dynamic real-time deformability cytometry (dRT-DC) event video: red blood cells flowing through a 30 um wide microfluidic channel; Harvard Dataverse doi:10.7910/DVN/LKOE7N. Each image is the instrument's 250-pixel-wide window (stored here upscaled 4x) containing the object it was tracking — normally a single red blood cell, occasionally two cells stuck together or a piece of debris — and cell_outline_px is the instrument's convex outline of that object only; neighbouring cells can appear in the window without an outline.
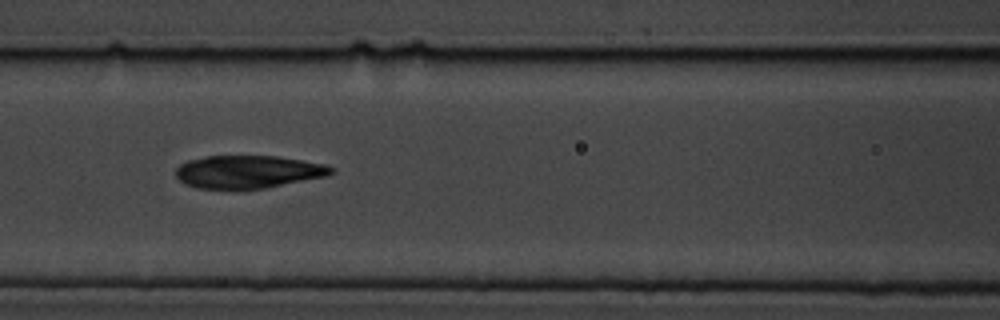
{"species": "common noctule bat (a hibernating species)", "species_latin": "Nyctalus noctula", "temperature_condition": "cold", "stored_images_in_passage": 5, "camera_frame_rate_fps": 3000, "um_per_image_px": 0.085, "animal": {"sex": "male", "body_mass_g": 19.5, "forearm_length_mm": 54.6}, "frame": {"image": 1, "passage_image": 3, "time_ms": 2.333, "image_size_px": [1000, 320], "cell_outline_px": [[336, 168], [328, 176], [264, 188], [236, 192], [196, 188], [184, 184], [176, 176], [176, 168], [180, 164], [188, 160], [208, 156], [276, 156], [324, 164]], "centroid_in_image_um": [21.04, 14.64], "position_along_channel_um": 145.6, "area_um2": 30.46}}
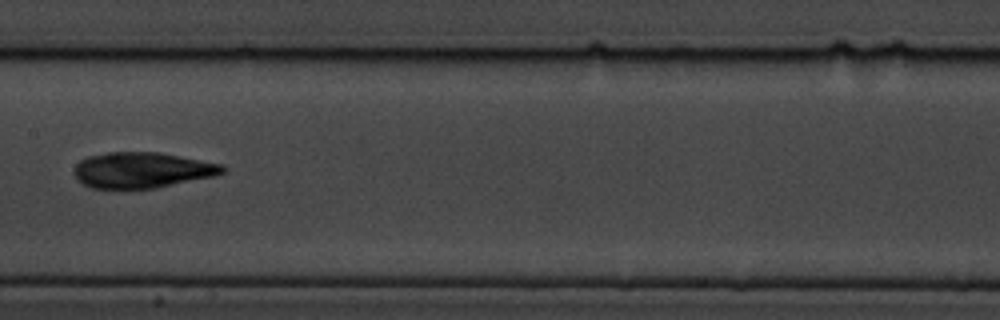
{"frame": {"image": 2, "passage_image": 4, "time_ms": 3.667, "image_size_px": [1000, 320], "cell_outline_px": [[228, 168], [224, 172], [216, 176], [156, 188], [92, 188], [76, 180], [72, 172], [76, 164], [80, 160], [88, 156], [108, 152], [160, 152], [220, 164]], "centroid_in_image_um": [12.06, 14.46], "position_along_channel_um": 195.3, "area_um2": 31.04}}
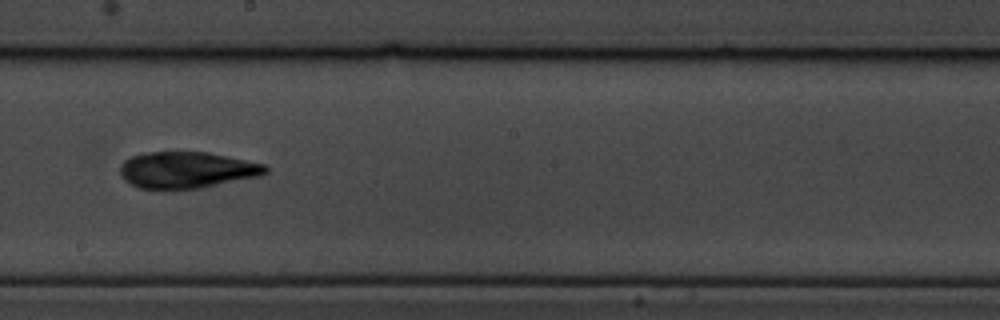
{"frame": {"image": 3, "passage_image": 5, "time_ms": 4.667, "image_size_px": [1000, 320], "cell_outline_px": [[268, 172], [260, 176], [200, 188], [136, 188], [124, 180], [120, 176], [120, 164], [124, 160], [132, 156], [148, 152], [208, 152], [264, 164], [268, 168]], "centroid_in_image_um": [15.86, 14.44], "position_along_channel_um": 232.3, "area_um2": 30.75}}